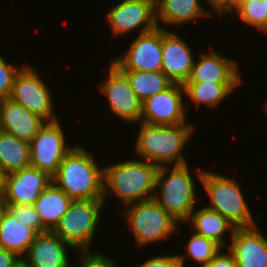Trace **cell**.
I'll return each instance as SVG.
<instances>
[{
	"label": "cell",
	"mask_w": 267,
	"mask_h": 267,
	"mask_svg": "<svg viewBox=\"0 0 267 267\" xmlns=\"http://www.w3.org/2000/svg\"><path fill=\"white\" fill-rule=\"evenodd\" d=\"M188 124L185 122L175 125H157L141 120L135 142L137 155L158 167L187 164L182 150L194 132L193 126Z\"/></svg>",
	"instance_id": "cell-1"
},
{
	"label": "cell",
	"mask_w": 267,
	"mask_h": 267,
	"mask_svg": "<svg viewBox=\"0 0 267 267\" xmlns=\"http://www.w3.org/2000/svg\"><path fill=\"white\" fill-rule=\"evenodd\" d=\"M158 166L146 160H128L104 167L103 200L113 193L124 205L154 198Z\"/></svg>",
	"instance_id": "cell-2"
},
{
	"label": "cell",
	"mask_w": 267,
	"mask_h": 267,
	"mask_svg": "<svg viewBox=\"0 0 267 267\" xmlns=\"http://www.w3.org/2000/svg\"><path fill=\"white\" fill-rule=\"evenodd\" d=\"M104 168H99L90 151L76 145L64 158L52 182L72 200L103 199Z\"/></svg>",
	"instance_id": "cell-3"
},
{
	"label": "cell",
	"mask_w": 267,
	"mask_h": 267,
	"mask_svg": "<svg viewBox=\"0 0 267 267\" xmlns=\"http://www.w3.org/2000/svg\"><path fill=\"white\" fill-rule=\"evenodd\" d=\"M195 172L210 197V205L205 207L221 214L234 228L256 226L245 196L236 180L212 171L203 172L199 168Z\"/></svg>",
	"instance_id": "cell-4"
},
{
	"label": "cell",
	"mask_w": 267,
	"mask_h": 267,
	"mask_svg": "<svg viewBox=\"0 0 267 267\" xmlns=\"http://www.w3.org/2000/svg\"><path fill=\"white\" fill-rule=\"evenodd\" d=\"M169 170L168 166L158 168L153 199L182 223L189 219L196 207L195 183L188 164L173 166Z\"/></svg>",
	"instance_id": "cell-5"
},
{
	"label": "cell",
	"mask_w": 267,
	"mask_h": 267,
	"mask_svg": "<svg viewBox=\"0 0 267 267\" xmlns=\"http://www.w3.org/2000/svg\"><path fill=\"white\" fill-rule=\"evenodd\" d=\"M104 204L103 199L73 200L53 231L78 253L90 251Z\"/></svg>",
	"instance_id": "cell-6"
},
{
	"label": "cell",
	"mask_w": 267,
	"mask_h": 267,
	"mask_svg": "<svg viewBox=\"0 0 267 267\" xmlns=\"http://www.w3.org/2000/svg\"><path fill=\"white\" fill-rule=\"evenodd\" d=\"M126 208V220L141 248L167 239L180 225L154 199L131 203Z\"/></svg>",
	"instance_id": "cell-7"
},
{
	"label": "cell",
	"mask_w": 267,
	"mask_h": 267,
	"mask_svg": "<svg viewBox=\"0 0 267 267\" xmlns=\"http://www.w3.org/2000/svg\"><path fill=\"white\" fill-rule=\"evenodd\" d=\"M29 146L31 166L47 172L51 177L74 149L73 146H67L59 120L46 122L29 142Z\"/></svg>",
	"instance_id": "cell-8"
},
{
	"label": "cell",
	"mask_w": 267,
	"mask_h": 267,
	"mask_svg": "<svg viewBox=\"0 0 267 267\" xmlns=\"http://www.w3.org/2000/svg\"><path fill=\"white\" fill-rule=\"evenodd\" d=\"M9 98L41 116L47 122L57 120L55 111H53L54 103L50 89L41 80L37 70L31 66H22L16 74Z\"/></svg>",
	"instance_id": "cell-9"
},
{
	"label": "cell",
	"mask_w": 267,
	"mask_h": 267,
	"mask_svg": "<svg viewBox=\"0 0 267 267\" xmlns=\"http://www.w3.org/2000/svg\"><path fill=\"white\" fill-rule=\"evenodd\" d=\"M108 77L98 86L100 93L107 96L112 113L127 123L140 122L142 102L131 88L127 76L111 61H109Z\"/></svg>",
	"instance_id": "cell-10"
},
{
	"label": "cell",
	"mask_w": 267,
	"mask_h": 267,
	"mask_svg": "<svg viewBox=\"0 0 267 267\" xmlns=\"http://www.w3.org/2000/svg\"><path fill=\"white\" fill-rule=\"evenodd\" d=\"M51 182L47 172L30 166L2 176L0 192L6 204L34 205Z\"/></svg>",
	"instance_id": "cell-11"
},
{
	"label": "cell",
	"mask_w": 267,
	"mask_h": 267,
	"mask_svg": "<svg viewBox=\"0 0 267 267\" xmlns=\"http://www.w3.org/2000/svg\"><path fill=\"white\" fill-rule=\"evenodd\" d=\"M120 70L162 71V29L138 34L128 51L111 60Z\"/></svg>",
	"instance_id": "cell-12"
},
{
	"label": "cell",
	"mask_w": 267,
	"mask_h": 267,
	"mask_svg": "<svg viewBox=\"0 0 267 267\" xmlns=\"http://www.w3.org/2000/svg\"><path fill=\"white\" fill-rule=\"evenodd\" d=\"M183 94V84L173 83L165 91L147 98L142 102L141 120L157 125L185 123L189 105L183 104Z\"/></svg>",
	"instance_id": "cell-13"
},
{
	"label": "cell",
	"mask_w": 267,
	"mask_h": 267,
	"mask_svg": "<svg viewBox=\"0 0 267 267\" xmlns=\"http://www.w3.org/2000/svg\"><path fill=\"white\" fill-rule=\"evenodd\" d=\"M106 16L114 35H123L138 27L141 34L157 27L155 0H122Z\"/></svg>",
	"instance_id": "cell-14"
},
{
	"label": "cell",
	"mask_w": 267,
	"mask_h": 267,
	"mask_svg": "<svg viewBox=\"0 0 267 267\" xmlns=\"http://www.w3.org/2000/svg\"><path fill=\"white\" fill-rule=\"evenodd\" d=\"M177 33L162 28V72L173 82L184 84L194 64V55Z\"/></svg>",
	"instance_id": "cell-15"
},
{
	"label": "cell",
	"mask_w": 267,
	"mask_h": 267,
	"mask_svg": "<svg viewBox=\"0 0 267 267\" xmlns=\"http://www.w3.org/2000/svg\"><path fill=\"white\" fill-rule=\"evenodd\" d=\"M258 226L235 228L228 251L234 257L236 267H267V239Z\"/></svg>",
	"instance_id": "cell-16"
},
{
	"label": "cell",
	"mask_w": 267,
	"mask_h": 267,
	"mask_svg": "<svg viewBox=\"0 0 267 267\" xmlns=\"http://www.w3.org/2000/svg\"><path fill=\"white\" fill-rule=\"evenodd\" d=\"M67 246L74 249L54 231L38 233L23 261L29 267H70Z\"/></svg>",
	"instance_id": "cell-17"
},
{
	"label": "cell",
	"mask_w": 267,
	"mask_h": 267,
	"mask_svg": "<svg viewBox=\"0 0 267 267\" xmlns=\"http://www.w3.org/2000/svg\"><path fill=\"white\" fill-rule=\"evenodd\" d=\"M47 121L10 98L0 100V130L30 142Z\"/></svg>",
	"instance_id": "cell-18"
},
{
	"label": "cell",
	"mask_w": 267,
	"mask_h": 267,
	"mask_svg": "<svg viewBox=\"0 0 267 267\" xmlns=\"http://www.w3.org/2000/svg\"><path fill=\"white\" fill-rule=\"evenodd\" d=\"M202 53L198 62L194 61L187 81H207L216 83H241L237 62L213 51Z\"/></svg>",
	"instance_id": "cell-19"
},
{
	"label": "cell",
	"mask_w": 267,
	"mask_h": 267,
	"mask_svg": "<svg viewBox=\"0 0 267 267\" xmlns=\"http://www.w3.org/2000/svg\"><path fill=\"white\" fill-rule=\"evenodd\" d=\"M200 3V0H155L157 26L162 21L180 27L179 24L190 23L193 19L213 16Z\"/></svg>",
	"instance_id": "cell-20"
},
{
	"label": "cell",
	"mask_w": 267,
	"mask_h": 267,
	"mask_svg": "<svg viewBox=\"0 0 267 267\" xmlns=\"http://www.w3.org/2000/svg\"><path fill=\"white\" fill-rule=\"evenodd\" d=\"M72 202L64 191L51 182L34 204L42 226L48 231H53Z\"/></svg>",
	"instance_id": "cell-21"
},
{
	"label": "cell",
	"mask_w": 267,
	"mask_h": 267,
	"mask_svg": "<svg viewBox=\"0 0 267 267\" xmlns=\"http://www.w3.org/2000/svg\"><path fill=\"white\" fill-rule=\"evenodd\" d=\"M38 233L19 222L7 209L0 225V247L23 259Z\"/></svg>",
	"instance_id": "cell-22"
},
{
	"label": "cell",
	"mask_w": 267,
	"mask_h": 267,
	"mask_svg": "<svg viewBox=\"0 0 267 267\" xmlns=\"http://www.w3.org/2000/svg\"><path fill=\"white\" fill-rule=\"evenodd\" d=\"M186 222L193 223L195 234L213 240L221 248H227L226 242L223 241V235L227 231H231L229 233L233 234L235 230L234 226L226 218L207 207H202L200 210L194 208Z\"/></svg>",
	"instance_id": "cell-23"
},
{
	"label": "cell",
	"mask_w": 267,
	"mask_h": 267,
	"mask_svg": "<svg viewBox=\"0 0 267 267\" xmlns=\"http://www.w3.org/2000/svg\"><path fill=\"white\" fill-rule=\"evenodd\" d=\"M30 166L29 142L0 130V177Z\"/></svg>",
	"instance_id": "cell-24"
},
{
	"label": "cell",
	"mask_w": 267,
	"mask_h": 267,
	"mask_svg": "<svg viewBox=\"0 0 267 267\" xmlns=\"http://www.w3.org/2000/svg\"><path fill=\"white\" fill-rule=\"evenodd\" d=\"M241 83H216L207 81H186L183 84L184 92L189 101L195 103L196 109L201 104H206L209 108L217 107L226 97L236 89Z\"/></svg>",
	"instance_id": "cell-25"
},
{
	"label": "cell",
	"mask_w": 267,
	"mask_h": 267,
	"mask_svg": "<svg viewBox=\"0 0 267 267\" xmlns=\"http://www.w3.org/2000/svg\"><path fill=\"white\" fill-rule=\"evenodd\" d=\"M129 79L137 98H147L165 91L173 82L162 71L121 70Z\"/></svg>",
	"instance_id": "cell-26"
},
{
	"label": "cell",
	"mask_w": 267,
	"mask_h": 267,
	"mask_svg": "<svg viewBox=\"0 0 267 267\" xmlns=\"http://www.w3.org/2000/svg\"><path fill=\"white\" fill-rule=\"evenodd\" d=\"M191 238L186 245L187 256L192 258L194 262L206 267L213 258L222 251V248L213 240L207 239L204 236L191 234Z\"/></svg>",
	"instance_id": "cell-27"
},
{
	"label": "cell",
	"mask_w": 267,
	"mask_h": 267,
	"mask_svg": "<svg viewBox=\"0 0 267 267\" xmlns=\"http://www.w3.org/2000/svg\"><path fill=\"white\" fill-rule=\"evenodd\" d=\"M236 14L239 16L240 21L254 26L267 34V13L263 0H255L243 5Z\"/></svg>",
	"instance_id": "cell-28"
},
{
	"label": "cell",
	"mask_w": 267,
	"mask_h": 267,
	"mask_svg": "<svg viewBox=\"0 0 267 267\" xmlns=\"http://www.w3.org/2000/svg\"><path fill=\"white\" fill-rule=\"evenodd\" d=\"M7 209L15 216V218L19 222L34 229L37 233L47 231L42 226L39 215L34 205L7 204Z\"/></svg>",
	"instance_id": "cell-29"
},
{
	"label": "cell",
	"mask_w": 267,
	"mask_h": 267,
	"mask_svg": "<svg viewBox=\"0 0 267 267\" xmlns=\"http://www.w3.org/2000/svg\"><path fill=\"white\" fill-rule=\"evenodd\" d=\"M19 67L12 65L10 62L7 63L0 53V100L10 97L15 76L22 68Z\"/></svg>",
	"instance_id": "cell-30"
},
{
	"label": "cell",
	"mask_w": 267,
	"mask_h": 267,
	"mask_svg": "<svg viewBox=\"0 0 267 267\" xmlns=\"http://www.w3.org/2000/svg\"><path fill=\"white\" fill-rule=\"evenodd\" d=\"M80 267H117L115 261L99 252L80 251Z\"/></svg>",
	"instance_id": "cell-31"
},
{
	"label": "cell",
	"mask_w": 267,
	"mask_h": 267,
	"mask_svg": "<svg viewBox=\"0 0 267 267\" xmlns=\"http://www.w3.org/2000/svg\"><path fill=\"white\" fill-rule=\"evenodd\" d=\"M185 258L183 254H180V256L177 254L161 256L160 254L157 257L153 256V258L146 260L138 267H184Z\"/></svg>",
	"instance_id": "cell-32"
},
{
	"label": "cell",
	"mask_w": 267,
	"mask_h": 267,
	"mask_svg": "<svg viewBox=\"0 0 267 267\" xmlns=\"http://www.w3.org/2000/svg\"><path fill=\"white\" fill-rule=\"evenodd\" d=\"M206 267H236V262L229 251H220Z\"/></svg>",
	"instance_id": "cell-33"
},
{
	"label": "cell",
	"mask_w": 267,
	"mask_h": 267,
	"mask_svg": "<svg viewBox=\"0 0 267 267\" xmlns=\"http://www.w3.org/2000/svg\"><path fill=\"white\" fill-rule=\"evenodd\" d=\"M206 1L208 4H210V6H212L211 8L213 10L217 11V13H219L221 16L224 13H231V15H232L234 12V11H232L233 10V0H205V2Z\"/></svg>",
	"instance_id": "cell-34"
},
{
	"label": "cell",
	"mask_w": 267,
	"mask_h": 267,
	"mask_svg": "<svg viewBox=\"0 0 267 267\" xmlns=\"http://www.w3.org/2000/svg\"><path fill=\"white\" fill-rule=\"evenodd\" d=\"M20 259L15 253L0 247V267H13Z\"/></svg>",
	"instance_id": "cell-35"
},
{
	"label": "cell",
	"mask_w": 267,
	"mask_h": 267,
	"mask_svg": "<svg viewBox=\"0 0 267 267\" xmlns=\"http://www.w3.org/2000/svg\"><path fill=\"white\" fill-rule=\"evenodd\" d=\"M253 1L255 0H233V10L237 12L243 5Z\"/></svg>",
	"instance_id": "cell-36"
},
{
	"label": "cell",
	"mask_w": 267,
	"mask_h": 267,
	"mask_svg": "<svg viewBox=\"0 0 267 267\" xmlns=\"http://www.w3.org/2000/svg\"><path fill=\"white\" fill-rule=\"evenodd\" d=\"M6 210H7V204L3 200V197H2L1 192H0V225H1L2 218H3V215L6 212Z\"/></svg>",
	"instance_id": "cell-37"
},
{
	"label": "cell",
	"mask_w": 267,
	"mask_h": 267,
	"mask_svg": "<svg viewBox=\"0 0 267 267\" xmlns=\"http://www.w3.org/2000/svg\"><path fill=\"white\" fill-rule=\"evenodd\" d=\"M13 267H29L23 259H20Z\"/></svg>",
	"instance_id": "cell-38"
},
{
	"label": "cell",
	"mask_w": 267,
	"mask_h": 267,
	"mask_svg": "<svg viewBox=\"0 0 267 267\" xmlns=\"http://www.w3.org/2000/svg\"><path fill=\"white\" fill-rule=\"evenodd\" d=\"M264 109H265V111H267V101H266V103L264 102Z\"/></svg>",
	"instance_id": "cell-39"
},
{
	"label": "cell",
	"mask_w": 267,
	"mask_h": 267,
	"mask_svg": "<svg viewBox=\"0 0 267 267\" xmlns=\"http://www.w3.org/2000/svg\"><path fill=\"white\" fill-rule=\"evenodd\" d=\"M265 2V7H266V13H267V0H263Z\"/></svg>",
	"instance_id": "cell-40"
}]
</instances>
